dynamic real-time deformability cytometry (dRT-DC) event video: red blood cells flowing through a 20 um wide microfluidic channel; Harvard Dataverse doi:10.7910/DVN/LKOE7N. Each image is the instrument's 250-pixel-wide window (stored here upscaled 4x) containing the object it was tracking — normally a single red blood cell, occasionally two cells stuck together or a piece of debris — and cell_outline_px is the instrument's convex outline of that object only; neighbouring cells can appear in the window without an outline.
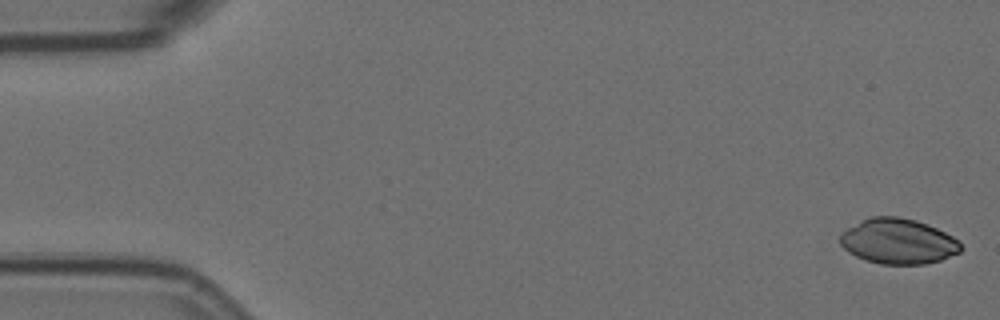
{"species": "Egyptian fruit bat (a non-hibernating species)", "species_latin": "Rousettus aegyptiacus", "temperature_condition": "room temperature", "stored_images_in_passage": 5, "camera_frame_rate_fps": 3000, "um_per_image_px": 0.085, "animal": {"sex": "female"}, "frame": {"image": 1, "passage_image": 1, "time_ms": 0.0, "image_size_px": [1000, 320], "cell_outline_px": [[964, 248], [960, 252], [940, 260], [924, 264], [880, 264], [864, 260], [848, 252], [840, 244], [840, 232], [872, 216], [896, 216], [916, 220], [928, 224], [960, 240]], "centroid_in_image_um": [76.36, 20.52], "position_along_channel_um": 8.6, "area_um2": 31.96}}